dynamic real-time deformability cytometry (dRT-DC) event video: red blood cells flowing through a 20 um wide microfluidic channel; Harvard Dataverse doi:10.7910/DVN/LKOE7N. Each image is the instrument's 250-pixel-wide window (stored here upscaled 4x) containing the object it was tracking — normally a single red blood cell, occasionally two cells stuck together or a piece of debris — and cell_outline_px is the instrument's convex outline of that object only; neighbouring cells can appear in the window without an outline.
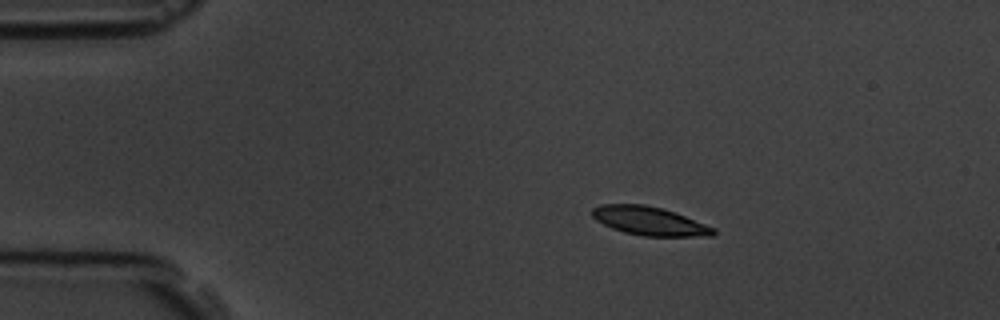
{"species": "common noctule bat (a hibernating species)", "species_latin": "Nyctalus noctula", "temperature_condition": "room temperature", "stored_images_in_passage": 4, "camera_frame_rate_fps": 3000, "um_per_image_px": 0.085, "animal": {"sex": "male", "body_mass_g": 19.5, "forearm_length_mm": 54.6}, "frame": {"image": 1, "passage_image": 3, "time_ms": 2.333, "image_size_px": [1000, 320], "cell_outline_px": [[716, 232], [712, 236], [644, 236], [624, 232], [612, 228], [596, 220], [592, 216], [592, 208], [600, 204], [644, 204], [664, 208], [676, 212], [716, 228]], "centroid_in_image_um": [55.22, 18.77], "position_along_channel_um": 29.8, "area_um2": 20.35}}